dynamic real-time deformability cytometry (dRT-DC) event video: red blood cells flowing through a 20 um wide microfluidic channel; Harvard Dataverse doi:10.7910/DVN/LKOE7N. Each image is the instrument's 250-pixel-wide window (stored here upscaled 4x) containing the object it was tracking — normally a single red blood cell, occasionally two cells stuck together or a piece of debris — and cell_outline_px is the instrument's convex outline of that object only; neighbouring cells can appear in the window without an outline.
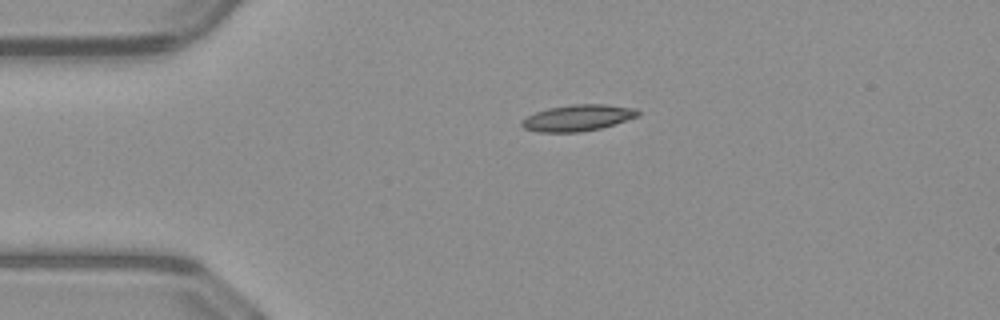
{"species": "common noctule bat (a hibernating species)", "species_latin": "Nyctalus noctula", "temperature_condition": "warm", "stored_images_in_passage": 16, "camera_frame_rate_fps": 3000, "um_per_image_px": 0.085, "animal": {"sex": "male", "body_mass_g": 23.1, "forearm_length_mm": 52.7}, "frame": {"image": 1, "passage_image": 1, "time_ms": 0.0, "image_size_px": [1000, 320], "cell_outline_px": [[640, 116], [600, 128], [580, 132], [536, 132], [524, 128], [520, 124], [520, 120], [536, 112], [548, 108], [572, 104], [604, 104], [636, 108], [640, 112]], "centroid_in_image_um": [49.1, 10.01], "position_along_channel_um": 35.9, "area_um2": 17.86}}
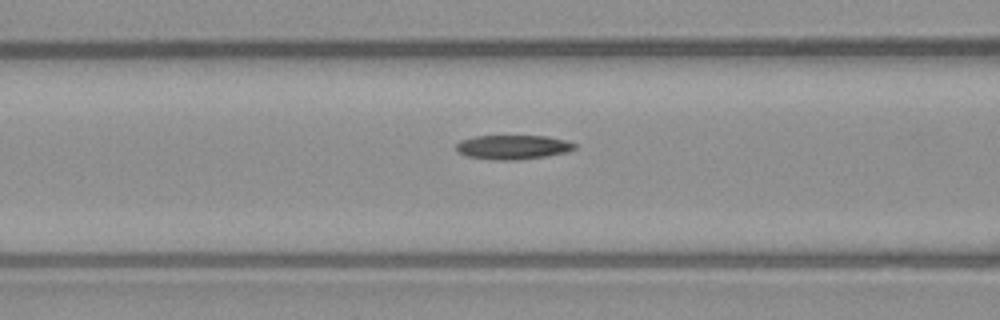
{"frame": {"image": 2, "passage_image": 10, "time_ms": 3.0, "image_size_px": [1000, 320], "cell_outline_px": [[576, 148], [568, 152], [544, 156], [512, 160], [500, 160], [468, 156], [460, 152], [456, 148], [456, 144], [460, 140], [476, 136], [548, 136], [568, 140], [576, 144]], "centroid_in_image_um": [43.64, 12.49], "position_along_channel_um": 123.0, "area_um2": 16.59}}
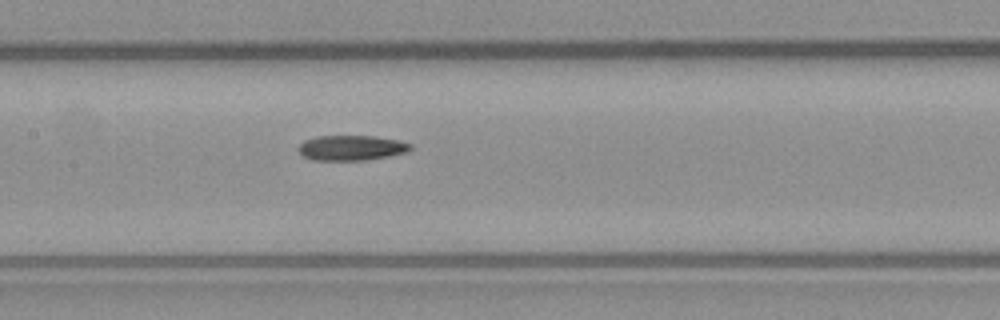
{"frame": {"image": 3, "passage_image": 14, "time_ms": 4.333, "image_size_px": [1000, 320], "cell_outline_px": [[412, 148], [408, 152], [388, 156], [364, 160], [312, 160], [304, 156], [300, 152], [300, 144], [304, 140], [316, 136], [376, 136], [400, 140], [412, 144]], "centroid_in_image_um": [29.91, 12.56], "position_along_channel_um": 177.5, "area_um2": 16.42}}